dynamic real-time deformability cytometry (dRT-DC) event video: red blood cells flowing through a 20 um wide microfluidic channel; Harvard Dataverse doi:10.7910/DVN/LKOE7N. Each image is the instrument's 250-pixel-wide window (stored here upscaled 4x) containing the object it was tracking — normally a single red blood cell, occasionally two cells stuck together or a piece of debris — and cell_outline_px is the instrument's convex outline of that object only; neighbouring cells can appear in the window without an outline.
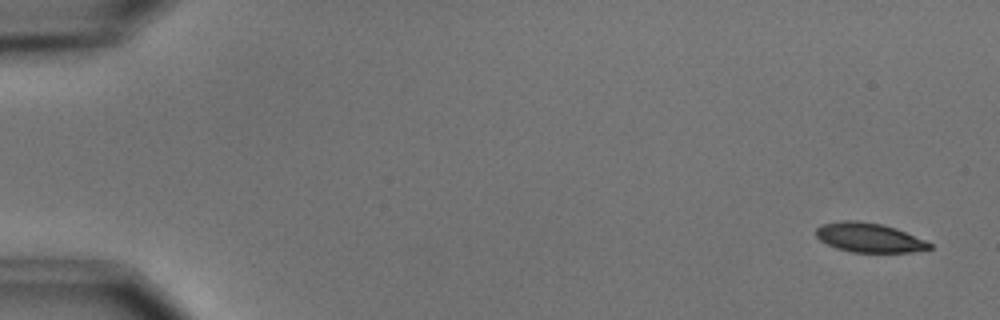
{"species": "common noctule bat (a hibernating species)", "species_latin": "Nyctalus noctula", "temperature_condition": "cold", "stored_images_in_passage": 6, "camera_frame_rate_fps": 3000, "um_per_image_px": 0.085, "animal": {"sex": "male", "body_mass_g": 15.6}, "frame": {"image": 1, "passage_image": 1, "time_ms": 0.0, "image_size_px": [1000, 320], "cell_outline_px": [[932, 248], [912, 252], [852, 252], [836, 248], [820, 240], [816, 236], [816, 228], [820, 224], [844, 220], [856, 220], [884, 224], [896, 228], [924, 240], [932, 244]], "centroid_in_image_um": [73.85, 20.18], "position_along_channel_um": 11.1, "area_um2": 19.42}}